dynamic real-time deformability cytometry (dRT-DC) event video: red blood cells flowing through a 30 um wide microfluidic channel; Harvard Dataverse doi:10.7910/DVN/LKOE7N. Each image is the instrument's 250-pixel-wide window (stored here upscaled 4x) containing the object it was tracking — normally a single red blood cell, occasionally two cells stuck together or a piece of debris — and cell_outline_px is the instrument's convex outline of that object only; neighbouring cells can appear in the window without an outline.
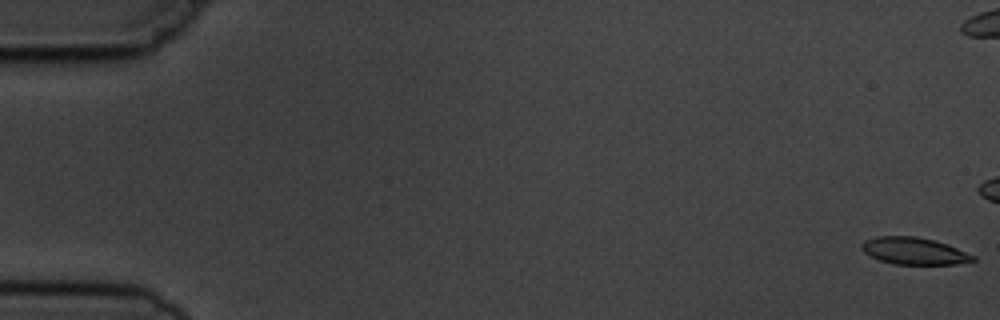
{"species": "common noctule bat (a hibernating species)", "species_latin": "Nyctalus noctula", "temperature_condition": "cold", "stored_images_in_passage": 6, "camera_frame_rate_fps": 3000, "um_per_image_px": 0.085, "animal": {"sex": "male", "body_mass_g": 19.5, "forearm_length_mm": 54.6}, "frame": {"image": 1, "passage_image": 1, "time_ms": 0.0, "image_size_px": [1000, 320], "cell_outline_px": [[976, 260], [956, 264], [896, 264], [880, 260], [864, 252], [860, 248], [860, 244], [864, 240], [876, 236], [916, 236], [948, 244], [976, 256]], "centroid_in_image_um": [77.69, 21.32], "position_along_channel_um": 7.3, "area_um2": 17.51}}